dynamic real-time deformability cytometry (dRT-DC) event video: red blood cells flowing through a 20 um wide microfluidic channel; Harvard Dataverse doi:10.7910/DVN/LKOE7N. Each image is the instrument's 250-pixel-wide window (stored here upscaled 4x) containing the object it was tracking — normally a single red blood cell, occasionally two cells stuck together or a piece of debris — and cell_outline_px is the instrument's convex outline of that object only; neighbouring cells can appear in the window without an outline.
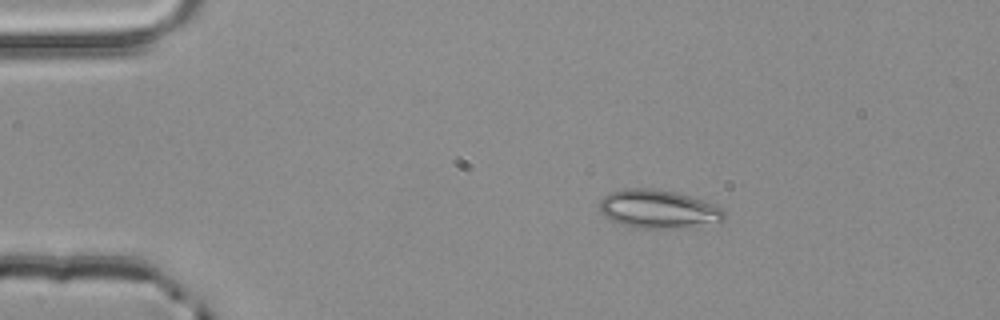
{"species": "common noctule bat (a hibernating species)", "species_latin": "Nyctalus noctula", "temperature_condition": "room temperature", "stored_images_in_passage": 45, "camera_frame_rate_fps": 3000, "um_per_image_px": 0.085, "animal": {"sex": "male", "body_mass_g": 20.4}, "frame": {"image": 1, "passage_image": 2, "time_ms": 0.333, "image_size_px": [1000, 320], "cell_outline_px": [[724, 220], [664, 228], [636, 228], [620, 224], [604, 216], [600, 212], [600, 200], [608, 192], [624, 188], [652, 188], [676, 192], [712, 204], [720, 208], [724, 212]], "centroid_in_image_um": [55.82, 17.74], "position_along_channel_um": 29.2, "area_um2": 27.22}}
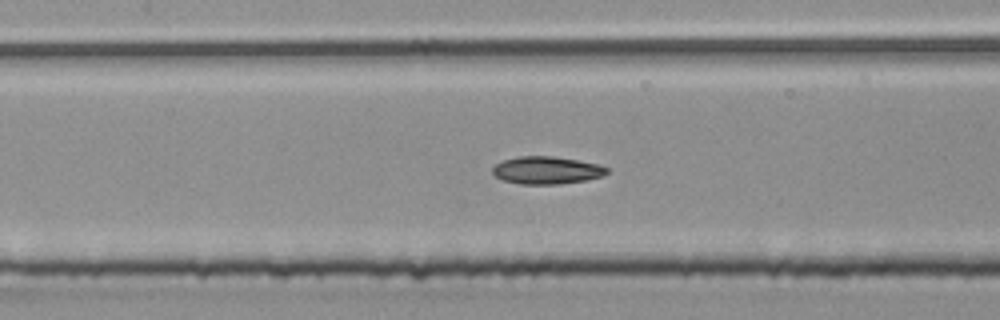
{"frame": {"image": 2, "passage_image": 17, "time_ms": 5.333, "image_size_px": [1000, 320], "cell_outline_px": [[608, 172], [600, 176], [584, 180], [560, 184], [520, 184], [504, 180], [496, 176], [492, 172], [492, 168], [496, 164], [504, 160], [520, 156], [552, 156], [576, 160], [596, 164], [608, 168]], "centroid_in_image_um": [46.43, 14.47], "position_along_channel_um": 161.0, "area_um2": 18.03}}
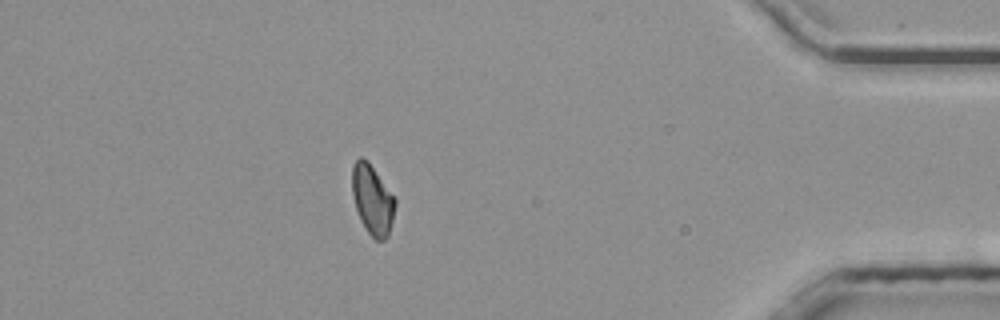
{"frame": {"image": 3, "passage_image": 39, "time_ms": 12.667, "image_size_px": [1000, 320], "cell_outline_px": [[396, 204], [388, 236], [384, 240], [376, 240], [368, 232], [356, 208], [352, 196], [352, 168], [356, 160], [360, 156], [368, 160], [396, 200]], "centroid_in_image_um": [31.65, 16.95], "position_along_channel_um": 403.5, "area_um2": 17.17}, "authors_computed_cell_mechanics": {"area_um2": 17.918, "velocity_mm_per_s": 3.9598, "shape_relaxation_time_tau1_ms": 2.8045, "shape_relaxation_time_tau2_ms": 3.9257, "deformation_change_tau1": 0.1096, "deformation_change_tau2": 0.0846}}